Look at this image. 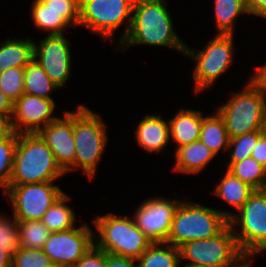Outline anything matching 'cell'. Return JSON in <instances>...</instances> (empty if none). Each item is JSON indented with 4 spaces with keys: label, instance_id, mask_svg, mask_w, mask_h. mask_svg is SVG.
<instances>
[{
    "label": "cell",
    "instance_id": "6da1fadb",
    "mask_svg": "<svg viewBox=\"0 0 266 267\" xmlns=\"http://www.w3.org/2000/svg\"><path fill=\"white\" fill-rule=\"evenodd\" d=\"M166 0H135L128 35L115 50L124 53L133 45L168 47L185 55L186 44L179 38Z\"/></svg>",
    "mask_w": 266,
    "mask_h": 267
},
{
    "label": "cell",
    "instance_id": "7a4b0ae2",
    "mask_svg": "<svg viewBox=\"0 0 266 267\" xmlns=\"http://www.w3.org/2000/svg\"><path fill=\"white\" fill-rule=\"evenodd\" d=\"M107 124L99 113L84 104H78L73 111V138L75 144V161L65 171L82 169L88 179L95 177L98 164L103 158L108 143Z\"/></svg>",
    "mask_w": 266,
    "mask_h": 267
},
{
    "label": "cell",
    "instance_id": "3957f363",
    "mask_svg": "<svg viewBox=\"0 0 266 267\" xmlns=\"http://www.w3.org/2000/svg\"><path fill=\"white\" fill-rule=\"evenodd\" d=\"M65 174L37 133L18 134L10 185L55 182Z\"/></svg>",
    "mask_w": 266,
    "mask_h": 267
},
{
    "label": "cell",
    "instance_id": "277c9868",
    "mask_svg": "<svg viewBox=\"0 0 266 267\" xmlns=\"http://www.w3.org/2000/svg\"><path fill=\"white\" fill-rule=\"evenodd\" d=\"M232 216L233 211L181 200L175 211L166 242L179 247L187 241L212 238L229 225V219Z\"/></svg>",
    "mask_w": 266,
    "mask_h": 267
},
{
    "label": "cell",
    "instance_id": "5b68a950",
    "mask_svg": "<svg viewBox=\"0 0 266 267\" xmlns=\"http://www.w3.org/2000/svg\"><path fill=\"white\" fill-rule=\"evenodd\" d=\"M109 212L94 218V245L106 253L138 259L153 243L134 223L133 218Z\"/></svg>",
    "mask_w": 266,
    "mask_h": 267
},
{
    "label": "cell",
    "instance_id": "8992f818",
    "mask_svg": "<svg viewBox=\"0 0 266 267\" xmlns=\"http://www.w3.org/2000/svg\"><path fill=\"white\" fill-rule=\"evenodd\" d=\"M231 93L226 103L216 108L229 137L264 131L266 110L262 91L249 79L244 89Z\"/></svg>",
    "mask_w": 266,
    "mask_h": 267
},
{
    "label": "cell",
    "instance_id": "52a82bcc",
    "mask_svg": "<svg viewBox=\"0 0 266 267\" xmlns=\"http://www.w3.org/2000/svg\"><path fill=\"white\" fill-rule=\"evenodd\" d=\"M210 38L203 50H194L186 44L185 56L195 62L192 80L195 93L202 94L207 88L214 86L223 73L232 65L234 34H215Z\"/></svg>",
    "mask_w": 266,
    "mask_h": 267
},
{
    "label": "cell",
    "instance_id": "ba28073f",
    "mask_svg": "<svg viewBox=\"0 0 266 267\" xmlns=\"http://www.w3.org/2000/svg\"><path fill=\"white\" fill-rule=\"evenodd\" d=\"M135 0H80L78 27L97 33L104 40H111L119 26L125 24L116 46L128 35ZM126 21V22H125Z\"/></svg>",
    "mask_w": 266,
    "mask_h": 267
},
{
    "label": "cell",
    "instance_id": "9c48e42d",
    "mask_svg": "<svg viewBox=\"0 0 266 267\" xmlns=\"http://www.w3.org/2000/svg\"><path fill=\"white\" fill-rule=\"evenodd\" d=\"M229 225L244 255L256 257L257 254L264 253L266 251V189L254 190L242 208L229 219Z\"/></svg>",
    "mask_w": 266,
    "mask_h": 267
},
{
    "label": "cell",
    "instance_id": "30bf717a",
    "mask_svg": "<svg viewBox=\"0 0 266 267\" xmlns=\"http://www.w3.org/2000/svg\"><path fill=\"white\" fill-rule=\"evenodd\" d=\"M179 251L181 263L184 260L209 267H231L245 256L230 225L212 238L183 243Z\"/></svg>",
    "mask_w": 266,
    "mask_h": 267
},
{
    "label": "cell",
    "instance_id": "8fae6325",
    "mask_svg": "<svg viewBox=\"0 0 266 267\" xmlns=\"http://www.w3.org/2000/svg\"><path fill=\"white\" fill-rule=\"evenodd\" d=\"M64 193L54 182H40L24 185H9L3 193L12 205L16 220H41L44 213Z\"/></svg>",
    "mask_w": 266,
    "mask_h": 267
},
{
    "label": "cell",
    "instance_id": "7c38bea8",
    "mask_svg": "<svg viewBox=\"0 0 266 267\" xmlns=\"http://www.w3.org/2000/svg\"><path fill=\"white\" fill-rule=\"evenodd\" d=\"M94 245V231L85 222L81 226L51 232L42 250L55 267H73Z\"/></svg>",
    "mask_w": 266,
    "mask_h": 267
},
{
    "label": "cell",
    "instance_id": "4fadbf2b",
    "mask_svg": "<svg viewBox=\"0 0 266 267\" xmlns=\"http://www.w3.org/2000/svg\"><path fill=\"white\" fill-rule=\"evenodd\" d=\"M180 202L164 196L145 199L132 215L134 223L152 242H166Z\"/></svg>",
    "mask_w": 266,
    "mask_h": 267
},
{
    "label": "cell",
    "instance_id": "5bb4252c",
    "mask_svg": "<svg viewBox=\"0 0 266 267\" xmlns=\"http://www.w3.org/2000/svg\"><path fill=\"white\" fill-rule=\"evenodd\" d=\"M66 38L65 34L46 35L39 44L34 41L33 58L59 88L67 84L72 70L71 42Z\"/></svg>",
    "mask_w": 266,
    "mask_h": 267
},
{
    "label": "cell",
    "instance_id": "9a60e30c",
    "mask_svg": "<svg viewBox=\"0 0 266 267\" xmlns=\"http://www.w3.org/2000/svg\"><path fill=\"white\" fill-rule=\"evenodd\" d=\"M56 102L38 96L23 94L13 103L12 123L16 133H37L54 121Z\"/></svg>",
    "mask_w": 266,
    "mask_h": 267
},
{
    "label": "cell",
    "instance_id": "2e32d148",
    "mask_svg": "<svg viewBox=\"0 0 266 267\" xmlns=\"http://www.w3.org/2000/svg\"><path fill=\"white\" fill-rule=\"evenodd\" d=\"M37 134L53 152L56 161L66 171L75 161L73 138V111H64L63 118L57 117Z\"/></svg>",
    "mask_w": 266,
    "mask_h": 267
},
{
    "label": "cell",
    "instance_id": "e0dca14e",
    "mask_svg": "<svg viewBox=\"0 0 266 267\" xmlns=\"http://www.w3.org/2000/svg\"><path fill=\"white\" fill-rule=\"evenodd\" d=\"M31 5V20L46 35L65 34V29L79 25L80 11L50 10L41 0H33Z\"/></svg>",
    "mask_w": 266,
    "mask_h": 267
},
{
    "label": "cell",
    "instance_id": "ac0fdd59",
    "mask_svg": "<svg viewBox=\"0 0 266 267\" xmlns=\"http://www.w3.org/2000/svg\"><path fill=\"white\" fill-rule=\"evenodd\" d=\"M135 131L137 144L148 152L161 153L170 144L169 123L159 114H145Z\"/></svg>",
    "mask_w": 266,
    "mask_h": 267
},
{
    "label": "cell",
    "instance_id": "d6986e66",
    "mask_svg": "<svg viewBox=\"0 0 266 267\" xmlns=\"http://www.w3.org/2000/svg\"><path fill=\"white\" fill-rule=\"evenodd\" d=\"M201 110L180 108L173 117L168 119L170 142L177 144L175 148L196 142L200 139L202 119Z\"/></svg>",
    "mask_w": 266,
    "mask_h": 267
},
{
    "label": "cell",
    "instance_id": "ffe728a7",
    "mask_svg": "<svg viewBox=\"0 0 266 267\" xmlns=\"http://www.w3.org/2000/svg\"><path fill=\"white\" fill-rule=\"evenodd\" d=\"M172 171L185 175L201 174L216 155L200 140L183 145L175 150Z\"/></svg>",
    "mask_w": 266,
    "mask_h": 267
},
{
    "label": "cell",
    "instance_id": "44dd1931",
    "mask_svg": "<svg viewBox=\"0 0 266 267\" xmlns=\"http://www.w3.org/2000/svg\"><path fill=\"white\" fill-rule=\"evenodd\" d=\"M25 38H7L1 43L0 74L9 68L25 67L33 59L34 40Z\"/></svg>",
    "mask_w": 266,
    "mask_h": 267
},
{
    "label": "cell",
    "instance_id": "7402d4cb",
    "mask_svg": "<svg viewBox=\"0 0 266 267\" xmlns=\"http://www.w3.org/2000/svg\"><path fill=\"white\" fill-rule=\"evenodd\" d=\"M225 171L213 192L218 198H221L222 201L236 210V212H233L234 215L242 208L254 189L228 170Z\"/></svg>",
    "mask_w": 266,
    "mask_h": 267
},
{
    "label": "cell",
    "instance_id": "603a6c76",
    "mask_svg": "<svg viewBox=\"0 0 266 267\" xmlns=\"http://www.w3.org/2000/svg\"><path fill=\"white\" fill-rule=\"evenodd\" d=\"M216 156L228 151L230 137L227 133L223 118L215 110L202 119L200 139Z\"/></svg>",
    "mask_w": 266,
    "mask_h": 267
},
{
    "label": "cell",
    "instance_id": "cb8c5ba5",
    "mask_svg": "<svg viewBox=\"0 0 266 267\" xmlns=\"http://www.w3.org/2000/svg\"><path fill=\"white\" fill-rule=\"evenodd\" d=\"M137 267H180L179 247L167 242H153L136 260Z\"/></svg>",
    "mask_w": 266,
    "mask_h": 267
},
{
    "label": "cell",
    "instance_id": "d4e9b609",
    "mask_svg": "<svg viewBox=\"0 0 266 267\" xmlns=\"http://www.w3.org/2000/svg\"><path fill=\"white\" fill-rule=\"evenodd\" d=\"M70 197L63 193L44 213L41 221L50 232L66 231L77 227L75 210L69 204Z\"/></svg>",
    "mask_w": 266,
    "mask_h": 267
},
{
    "label": "cell",
    "instance_id": "484cf974",
    "mask_svg": "<svg viewBox=\"0 0 266 267\" xmlns=\"http://www.w3.org/2000/svg\"><path fill=\"white\" fill-rule=\"evenodd\" d=\"M217 34H234L240 15L249 16L244 0H213Z\"/></svg>",
    "mask_w": 266,
    "mask_h": 267
},
{
    "label": "cell",
    "instance_id": "4316f807",
    "mask_svg": "<svg viewBox=\"0 0 266 267\" xmlns=\"http://www.w3.org/2000/svg\"><path fill=\"white\" fill-rule=\"evenodd\" d=\"M60 89L45 73L36 59L24 67V93L44 99H53L52 91Z\"/></svg>",
    "mask_w": 266,
    "mask_h": 267
},
{
    "label": "cell",
    "instance_id": "83f0119b",
    "mask_svg": "<svg viewBox=\"0 0 266 267\" xmlns=\"http://www.w3.org/2000/svg\"><path fill=\"white\" fill-rule=\"evenodd\" d=\"M226 166L229 172L254 190L266 189V168L252 156Z\"/></svg>",
    "mask_w": 266,
    "mask_h": 267
},
{
    "label": "cell",
    "instance_id": "f1b7e54d",
    "mask_svg": "<svg viewBox=\"0 0 266 267\" xmlns=\"http://www.w3.org/2000/svg\"><path fill=\"white\" fill-rule=\"evenodd\" d=\"M20 247L42 249L49 239L50 231L41 220H17Z\"/></svg>",
    "mask_w": 266,
    "mask_h": 267
},
{
    "label": "cell",
    "instance_id": "f546056e",
    "mask_svg": "<svg viewBox=\"0 0 266 267\" xmlns=\"http://www.w3.org/2000/svg\"><path fill=\"white\" fill-rule=\"evenodd\" d=\"M264 131H253L245 133L244 135L230 138L228 146L229 161L227 164H234L241 162L245 158L251 156L252 150L257 144L259 137ZM231 150V151H230Z\"/></svg>",
    "mask_w": 266,
    "mask_h": 267
},
{
    "label": "cell",
    "instance_id": "4dcf8cb0",
    "mask_svg": "<svg viewBox=\"0 0 266 267\" xmlns=\"http://www.w3.org/2000/svg\"><path fill=\"white\" fill-rule=\"evenodd\" d=\"M18 133L0 143V188L3 193L9 188L13 162L17 149Z\"/></svg>",
    "mask_w": 266,
    "mask_h": 267
},
{
    "label": "cell",
    "instance_id": "1f68e13d",
    "mask_svg": "<svg viewBox=\"0 0 266 267\" xmlns=\"http://www.w3.org/2000/svg\"><path fill=\"white\" fill-rule=\"evenodd\" d=\"M0 90L14 103L24 94V67L9 68L0 74Z\"/></svg>",
    "mask_w": 266,
    "mask_h": 267
},
{
    "label": "cell",
    "instance_id": "d6a6232c",
    "mask_svg": "<svg viewBox=\"0 0 266 267\" xmlns=\"http://www.w3.org/2000/svg\"><path fill=\"white\" fill-rule=\"evenodd\" d=\"M12 267H55L42 249L20 247L12 257Z\"/></svg>",
    "mask_w": 266,
    "mask_h": 267
},
{
    "label": "cell",
    "instance_id": "836d02e7",
    "mask_svg": "<svg viewBox=\"0 0 266 267\" xmlns=\"http://www.w3.org/2000/svg\"><path fill=\"white\" fill-rule=\"evenodd\" d=\"M5 215L0 213V246L13 255L20 248L18 223L13 214Z\"/></svg>",
    "mask_w": 266,
    "mask_h": 267
},
{
    "label": "cell",
    "instance_id": "e575fe53",
    "mask_svg": "<svg viewBox=\"0 0 266 267\" xmlns=\"http://www.w3.org/2000/svg\"><path fill=\"white\" fill-rule=\"evenodd\" d=\"M73 267H106V252L93 245Z\"/></svg>",
    "mask_w": 266,
    "mask_h": 267
},
{
    "label": "cell",
    "instance_id": "d590c367",
    "mask_svg": "<svg viewBox=\"0 0 266 267\" xmlns=\"http://www.w3.org/2000/svg\"><path fill=\"white\" fill-rule=\"evenodd\" d=\"M50 10L80 11V0H41Z\"/></svg>",
    "mask_w": 266,
    "mask_h": 267
},
{
    "label": "cell",
    "instance_id": "8d00e7d4",
    "mask_svg": "<svg viewBox=\"0 0 266 267\" xmlns=\"http://www.w3.org/2000/svg\"><path fill=\"white\" fill-rule=\"evenodd\" d=\"M106 267H137L136 259L106 253Z\"/></svg>",
    "mask_w": 266,
    "mask_h": 267
},
{
    "label": "cell",
    "instance_id": "74e56055",
    "mask_svg": "<svg viewBox=\"0 0 266 267\" xmlns=\"http://www.w3.org/2000/svg\"><path fill=\"white\" fill-rule=\"evenodd\" d=\"M11 117L12 115L0 114V143L9 140L16 133Z\"/></svg>",
    "mask_w": 266,
    "mask_h": 267
},
{
    "label": "cell",
    "instance_id": "f35d334b",
    "mask_svg": "<svg viewBox=\"0 0 266 267\" xmlns=\"http://www.w3.org/2000/svg\"><path fill=\"white\" fill-rule=\"evenodd\" d=\"M251 156L266 168V134L259 137L256 146L252 150Z\"/></svg>",
    "mask_w": 266,
    "mask_h": 267
},
{
    "label": "cell",
    "instance_id": "ab89813d",
    "mask_svg": "<svg viewBox=\"0 0 266 267\" xmlns=\"http://www.w3.org/2000/svg\"><path fill=\"white\" fill-rule=\"evenodd\" d=\"M249 15L264 18L266 20V0H244Z\"/></svg>",
    "mask_w": 266,
    "mask_h": 267
},
{
    "label": "cell",
    "instance_id": "60d3db41",
    "mask_svg": "<svg viewBox=\"0 0 266 267\" xmlns=\"http://www.w3.org/2000/svg\"><path fill=\"white\" fill-rule=\"evenodd\" d=\"M250 79L257 87H266V63L257 66Z\"/></svg>",
    "mask_w": 266,
    "mask_h": 267
},
{
    "label": "cell",
    "instance_id": "b9f144b4",
    "mask_svg": "<svg viewBox=\"0 0 266 267\" xmlns=\"http://www.w3.org/2000/svg\"><path fill=\"white\" fill-rule=\"evenodd\" d=\"M0 114L12 115L13 102L0 90Z\"/></svg>",
    "mask_w": 266,
    "mask_h": 267
},
{
    "label": "cell",
    "instance_id": "7bdbcfd3",
    "mask_svg": "<svg viewBox=\"0 0 266 267\" xmlns=\"http://www.w3.org/2000/svg\"><path fill=\"white\" fill-rule=\"evenodd\" d=\"M13 255L0 246V267H12Z\"/></svg>",
    "mask_w": 266,
    "mask_h": 267
},
{
    "label": "cell",
    "instance_id": "ee69618b",
    "mask_svg": "<svg viewBox=\"0 0 266 267\" xmlns=\"http://www.w3.org/2000/svg\"><path fill=\"white\" fill-rule=\"evenodd\" d=\"M254 260H255V256H247V255H245L240 261H238L235 265H233L231 267H252V264L254 263L253 262Z\"/></svg>",
    "mask_w": 266,
    "mask_h": 267
},
{
    "label": "cell",
    "instance_id": "f6af8a7d",
    "mask_svg": "<svg viewBox=\"0 0 266 267\" xmlns=\"http://www.w3.org/2000/svg\"><path fill=\"white\" fill-rule=\"evenodd\" d=\"M183 267H209L202 264L184 263Z\"/></svg>",
    "mask_w": 266,
    "mask_h": 267
},
{
    "label": "cell",
    "instance_id": "bcb514c9",
    "mask_svg": "<svg viewBox=\"0 0 266 267\" xmlns=\"http://www.w3.org/2000/svg\"><path fill=\"white\" fill-rule=\"evenodd\" d=\"M258 88L262 91L265 103V110H266V87H258Z\"/></svg>",
    "mask_w": 266,
    "mask_h": 267
},
{
    "label": "cell",
    "instance_id": "7dc6e473",
    "mask_svg": "<svg viewBox=\"0 0 266 267\" xmlns=\"http://www.w3.org/2000/svg\"><path fill=\"white\" fill-rule=\"evenodd\" d=\"M264 132L266 134V122H265V125H264Z\"/></svg>",
    "mask_w": 266,
    "mask_h": 267
}]
</instances>
